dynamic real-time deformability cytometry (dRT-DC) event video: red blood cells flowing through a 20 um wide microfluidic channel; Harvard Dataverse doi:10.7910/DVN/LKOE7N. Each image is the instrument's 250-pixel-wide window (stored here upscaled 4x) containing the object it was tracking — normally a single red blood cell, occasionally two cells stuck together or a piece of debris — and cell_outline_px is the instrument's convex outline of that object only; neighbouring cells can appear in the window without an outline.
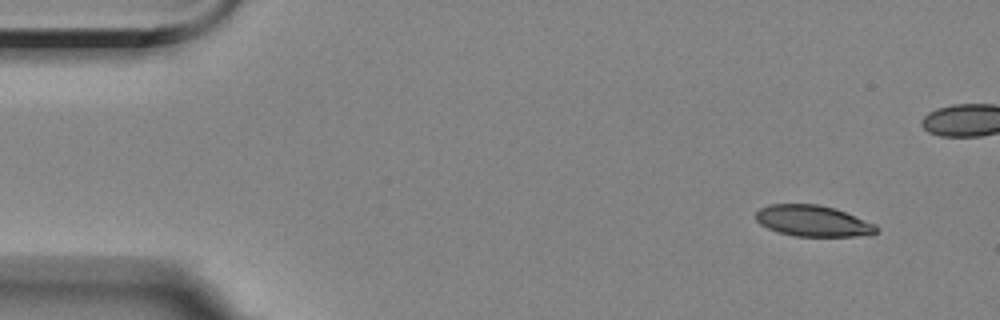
{"species": "Egyptian fruit bat (a non-hibernating species)", "species_latin": "Rousettus aegyptiacus", "temperature_condition": "room temperature", "stored_images_in_passage": 5, "camera_frame_rate_fps": 3000, "um_per_image_px": 0.085, "animal": {"sex": "female"}, "frame": {"image": 1, "passage_image": 1, "time_ms": 0.0, "image_size_px": [1000, 320], "cell_outline_px": [[876, 232], [872, 236], [796, 236], [780, 232], [768, 228], [760, 224], [756, 220], [756, 212], [760, 208], [768, 204], [816, 204], [836, 208], [876, 224]], "centroid_in_image_um": [69.12, 18.77], "position_along_channel_um": 15.9, "area_um2": 21.91}}